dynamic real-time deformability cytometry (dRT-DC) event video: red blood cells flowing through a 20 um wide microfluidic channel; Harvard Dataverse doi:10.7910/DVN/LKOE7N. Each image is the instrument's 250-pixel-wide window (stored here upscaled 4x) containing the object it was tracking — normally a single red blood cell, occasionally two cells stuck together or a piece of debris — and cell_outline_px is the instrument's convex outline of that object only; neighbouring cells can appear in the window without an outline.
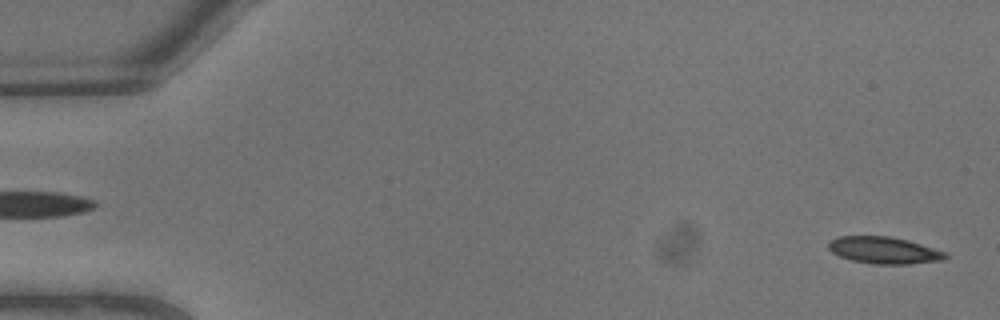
{"species": "common noctule bat (a hibernating species)", "species_latin": "Nyctalus noctula", "temperature_condition": "warm", "stored_images_in_passage": 8, "segment_of_instrument_passage": [2, 2], "camera_frame_rate_fps": 3000, "um_per_image_px": 0.085, "animal": {"sex": "male", "body_mass_g": 13.3}, "frame": {"image": 1, "passage_image": 8, "time_ms": 2.333, "image_size_px": [1000, 320], "cell_outline_px": [[948, 256], [940, 260], [908, 264], [872, 264], [852, 260], [840, 256], [832, 252], [828, 248], [828, 244], [832, 240], [840, 236], [892, 236], [908, 240], [944, 252]], "centroid_in_image_um": [75.1, 21.27], "position_along_channel_um": 9.9, "area_um2": 18.03}}